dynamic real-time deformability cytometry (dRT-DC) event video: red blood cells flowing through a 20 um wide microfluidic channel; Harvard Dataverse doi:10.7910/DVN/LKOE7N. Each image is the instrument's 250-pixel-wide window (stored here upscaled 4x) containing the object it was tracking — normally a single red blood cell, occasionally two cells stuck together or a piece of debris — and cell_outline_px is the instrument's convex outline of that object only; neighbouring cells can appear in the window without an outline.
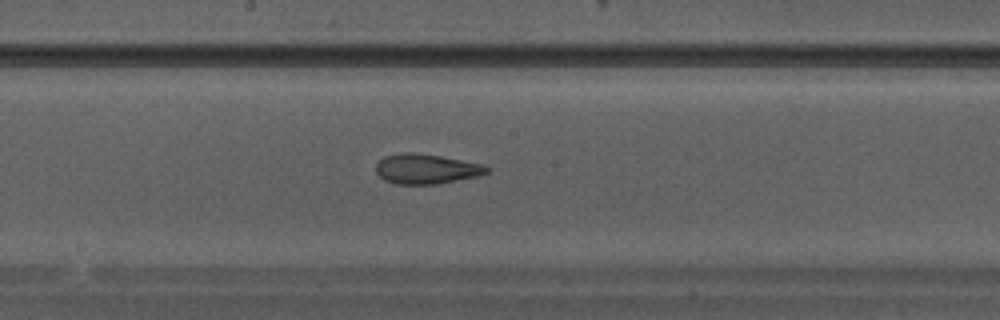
{"species": "Egyptian fruit bat (a non-hibernating species)", "species_latin": "Rousettus aegyptiacus", "temperature_condition": "warm", "stored_images_in_passage": 28, "camera_frame_rate_fps": 3000, "um_per_image_px": 0.085, "animal": {"sex": "male"}, "frame": {"image": 1, "passage_image": 12, "time_ms": 3.667, "image_size_px": [1000, 320], "cell_outline_px": [[492, 168], [488, 172], [480, 176], [440, 184], [396, 184], [384, 180], [376, 172], [376, 164], [384, 156], [400, 152], [412, 152], [440, 156], [484, 164]], "centroid_in_image_um": [36.27, 14.36], "position_along_channel_um": 211.9, "area_um2": 19.59}}